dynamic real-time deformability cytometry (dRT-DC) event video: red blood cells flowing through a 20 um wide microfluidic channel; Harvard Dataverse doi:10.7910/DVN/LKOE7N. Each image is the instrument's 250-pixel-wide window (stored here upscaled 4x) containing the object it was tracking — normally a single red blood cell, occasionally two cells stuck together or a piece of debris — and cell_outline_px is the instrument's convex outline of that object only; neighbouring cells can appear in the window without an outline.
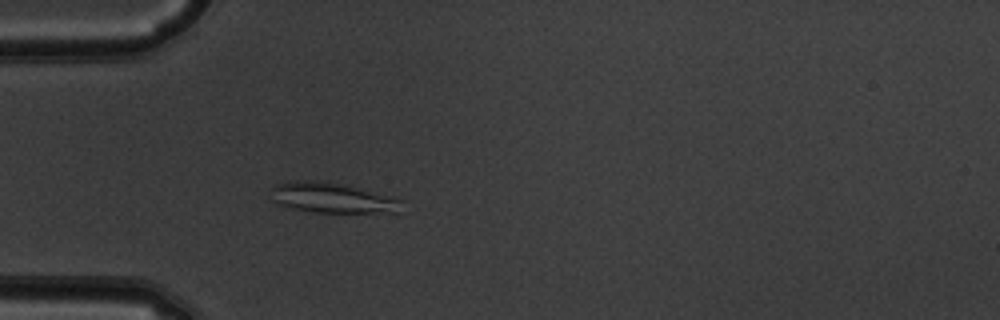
{"species": "common noctule bat (a hibernating species)", "species_latin": "Nyctalus noctula", "temperature_condition": "warm", "stored_images_in_passage": 51, "camera_frame_rate_fps": 3000, "um_per_image_px": 0.085, "animal": {"sex": "male", "body_mass_g": 19.5, "forearm_length_mm": 54.6}, "frame": {"image": 1, "passage_image": 15, "time_ms": 4.667, "image_size_px": [1000, 320], "cell_outline_px": [[404, 200], [400, 212], [316, 212], [292, 208], [276, 204], [272, 200], [272, 188], [276, 184], [288, 180], [316, 180], [344, 184], [392, 196]], "centroid_in_image_um": [28.24, 16.8], "position_along_channel_um": 56.8, "area_um2": 23.24}}
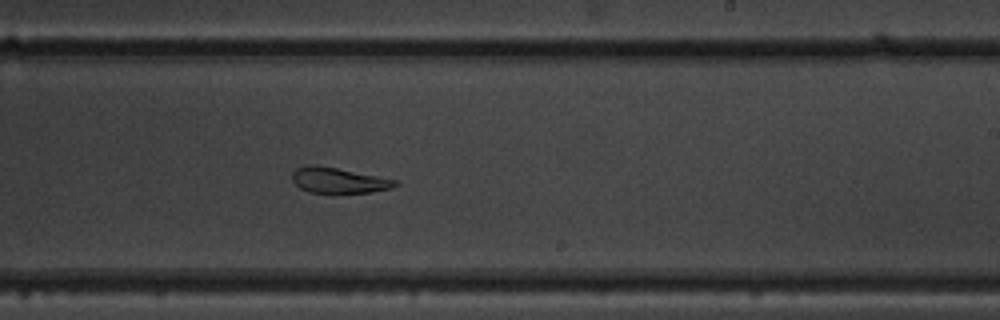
{"frame": {"image": 2, "passage_image": 31, "time_ms": 10.0, "image_size_px": [1000, 320], "cell_outline_px": [[400, 184], [392, 188], [372, 192], [336, 196], [332, 196], [308, 192], [300, 188], [292, 180], [292, 172], [296, 168], [308, 164], [316, 164], [396, 180]], "centroid_in_image_um": [28.74, 15.39], "position_along_channel_um": 260.3, "area_um2": 16.13}}
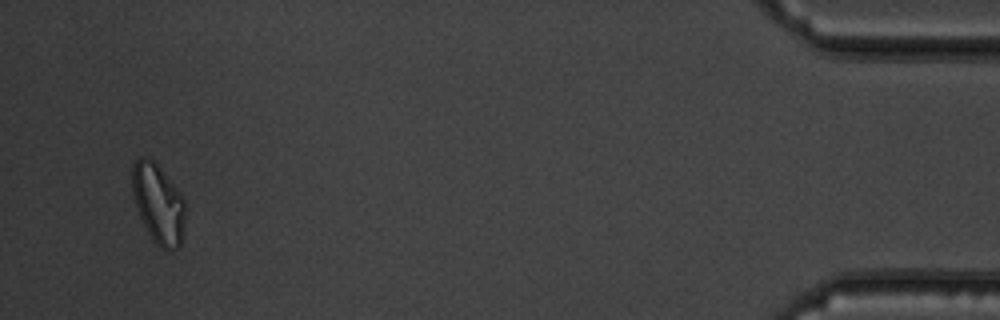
{"frame": {"image": 3, "passage_image": 49, "time_ms": 16.0, "image_size_px": [1000, 320], "cell_outline_px": [[184, 220], [180, 244], [172, 252], [168, 252], [160, 248], [152, 240], [140, 216], [132, 192], [132, 164], [140, 156], [144, 156], [152, 160], [160, 168], [180, 192], [184, 200]], "centroid_in_image_um": [13.44, 17.32], "position_along_channel_um": 421.8, "area_um2": 24.39}, "authors_computed_cell_mechanics": {"area_um2": 21.5016, "velocity_mm_per_s": 3.9439, "shape_relaxation_time_tau1_ms": null, "shape_relaxation_time_tau2_ms": 3.8214, "deformation_change_tau1": null, "deformation_change_tau2": 0.0875}}